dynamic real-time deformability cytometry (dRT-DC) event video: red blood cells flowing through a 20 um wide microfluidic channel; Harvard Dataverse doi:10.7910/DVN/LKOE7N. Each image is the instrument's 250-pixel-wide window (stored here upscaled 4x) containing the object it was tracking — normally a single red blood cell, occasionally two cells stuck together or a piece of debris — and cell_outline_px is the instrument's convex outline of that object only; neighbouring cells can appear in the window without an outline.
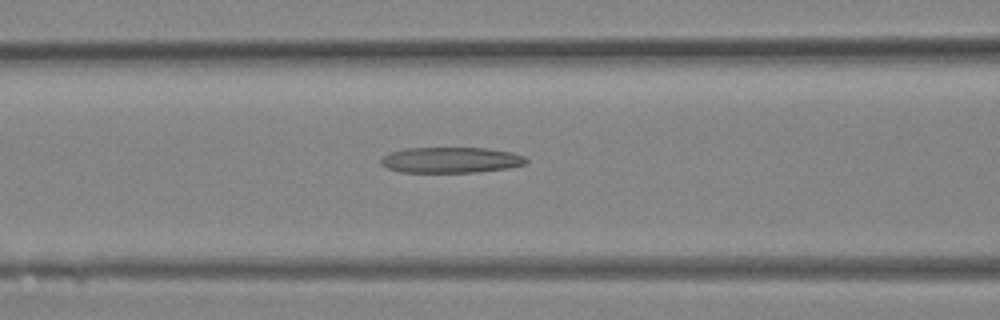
{"species": "Egyptian fruit bat (a non-hibernating species)", "species_latin": "Rousettus aegyptiacus", "temperature_condition": "room temperature", "stored_images_in_passage": 28, "camera_frame_rate_fps": 3000, "um_per_image_px": 0.085, "animal": {"sex": "female"}, "frame": {"image": 1, "passage_image": 8, "time_ms": 2.333, "image_size_px": [1000, 320], "cell_outline_px": [[528, 160], [524, 164], [508, 168], [476, 172], [400, 172], [388, 168], [380, 164], [380, 160], [388, 152], [404, 148], [484, 148], [512, 152], [524, 156]], "centroid_in_image_um": [38.29, 13.6], "position_along_channel_um": 128.3, "area_um2": 21.79}}
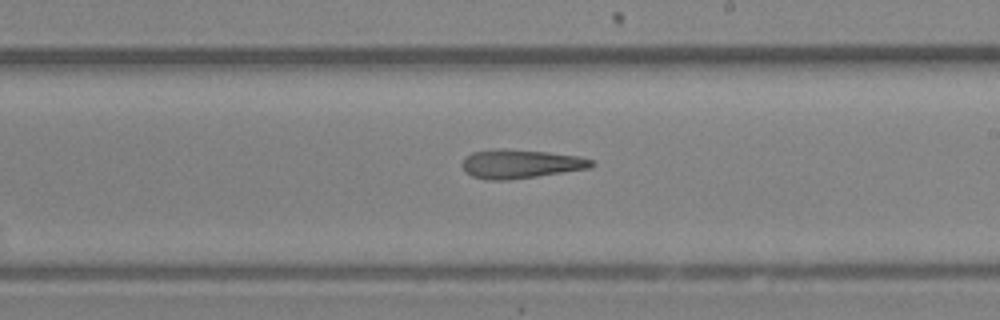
{"frame": {"image": 2, "passage_image": 14, "time_ms": 4.333, "image_size_px": [1000, 320], "cell_outline_px": [[596, 164], [592, 168], [508, 180], [484, 180], [472, 176], [464, 172], [460, 164], [464, 156], [472, 152], [548, 152], [580, 156], [592, 160]], "centroid_in_image_um": [44.27, 13.99], "position_along_channel_um": 244.7, "area_um2": 20.98}}
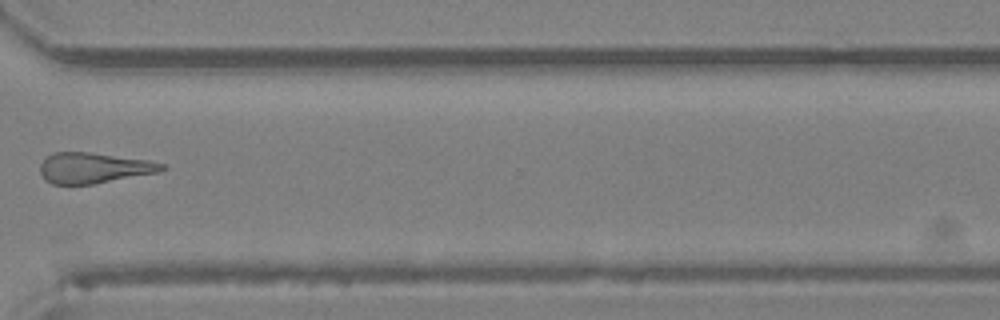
{"frame": {"image": 3, "passage_image": 20, "time_ms": 6.333, "image_size_px": [1000, 320], "cell_outline_px": [[164, 168], [160, 172], [92, 184], [52, 184], [44, 180], [40, 172], [40, 164], [52, 152], [88, 152], [148, 160], [164, 164]], "centroid_in_image_um": [7.94, 14.27], "position_along_channel_um": 362.7, "area_um2": 21.56}}